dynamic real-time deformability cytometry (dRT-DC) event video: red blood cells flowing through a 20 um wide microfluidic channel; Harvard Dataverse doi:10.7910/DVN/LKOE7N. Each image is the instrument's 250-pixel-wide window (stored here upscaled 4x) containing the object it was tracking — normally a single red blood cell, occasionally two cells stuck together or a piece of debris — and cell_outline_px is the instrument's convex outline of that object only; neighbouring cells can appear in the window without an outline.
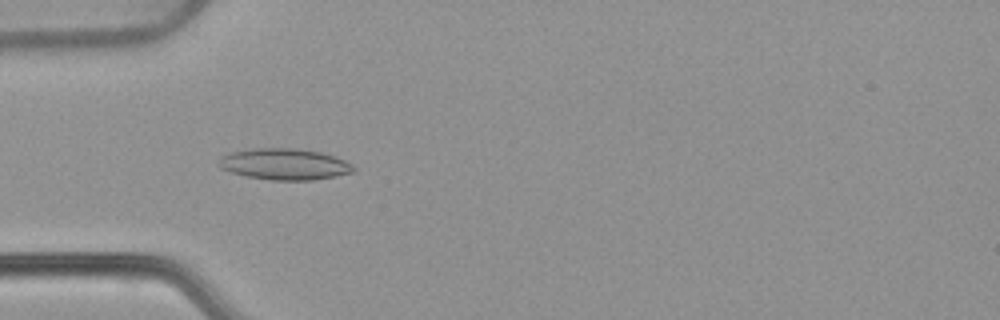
{"species": "common noctule bat (a hibernating species)", "species_latin": "Nyctalus noctula", "temperature_condition": "warm", "stored_images_in_passage": 47, "camera_frame_rate_fps": 3000, "um_per_image_px": 0.085, "animal": {"sex": "female", "body_mass_g": 22.7, "forearm_length_mm": 54.2}, "frame": {"image": 1, "passage_image": 10, "time_ms": 3.0, "image_size_px": [1000, 320], "cell_outline_px": [[356, 172], [336, 176], [312, 180], [272, 180], [244, 176], [220, 168], [220, 156], [232, 152], [252, 148], [292, 148], [320, 152], [344, 160], [352, 164], [356, 168]], "centroid_in_image_um": [24.2, 13.96], "position_along_channel_um": 60.8, "area_um2": 24.51}}
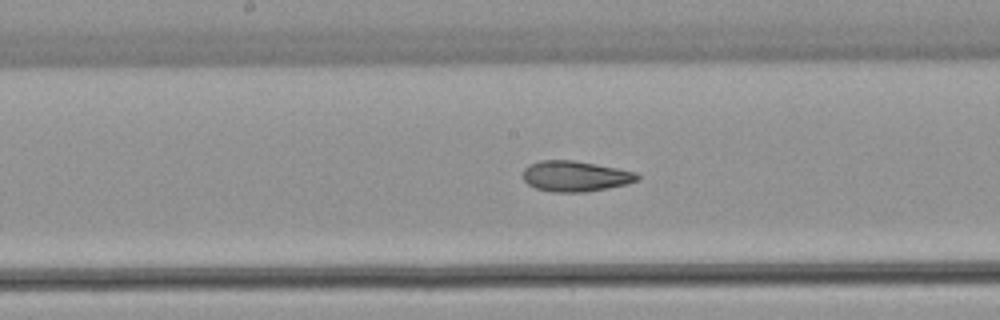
{"frame": {"image": 2, "passage_image": 21, "time_ms": 6.667, "image_size_px": [1000, 320], "cell_outline_px": [[640, 180], [628, 184], [608, 188], [584, 192], [552, 192], [536, 188], [528, 184], [524, 180], [524, 168], [528, 164], [540, 160], [572, 160], [596, 164], [636, 172], [640, 176]], "centroid_in_image_um": [48.92, 14.98], "position_along_channel_um": 199.3, "area_um2": 20.46}}
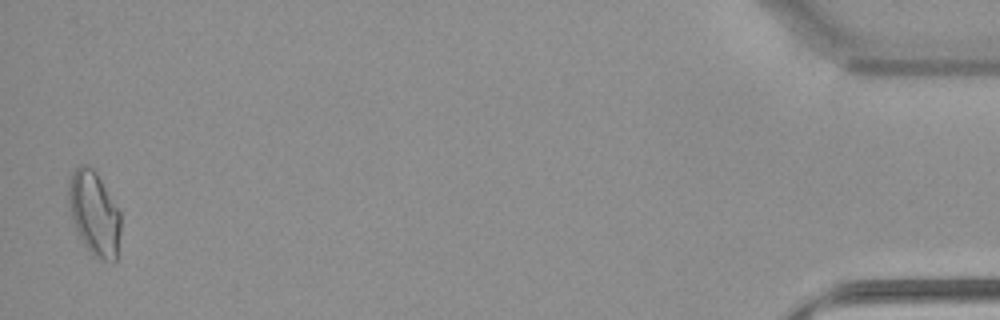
{"frame": {"image": 3, "passage_image": 46, "time_ms": 15.0, "image_size_px": [1000, 320], "cell_outline_px": [[120, 232], [116, 260], [112, 264], [92, 256], [84, 244], [76, 228], [68, 204], [68, 184], [72, 172], [80, 164], [88, 164], [96, 172], [120, 212]], "centroid_in_image_um": [8.01, 18.15], "position_along_channel_um": 427.2, "area_um2": 25.49}, "authors_computed_cell_mechanics": {"area_um2": 20.9814, "velocity_mm_per_s": 3.8307, "shape_relaxation_time_tau1_ms": null, "shape_relaxation_time_tau2_ms": 2.2077, "deformation_change_tau1": null, "deformation_change_tau2": 0.0755}}